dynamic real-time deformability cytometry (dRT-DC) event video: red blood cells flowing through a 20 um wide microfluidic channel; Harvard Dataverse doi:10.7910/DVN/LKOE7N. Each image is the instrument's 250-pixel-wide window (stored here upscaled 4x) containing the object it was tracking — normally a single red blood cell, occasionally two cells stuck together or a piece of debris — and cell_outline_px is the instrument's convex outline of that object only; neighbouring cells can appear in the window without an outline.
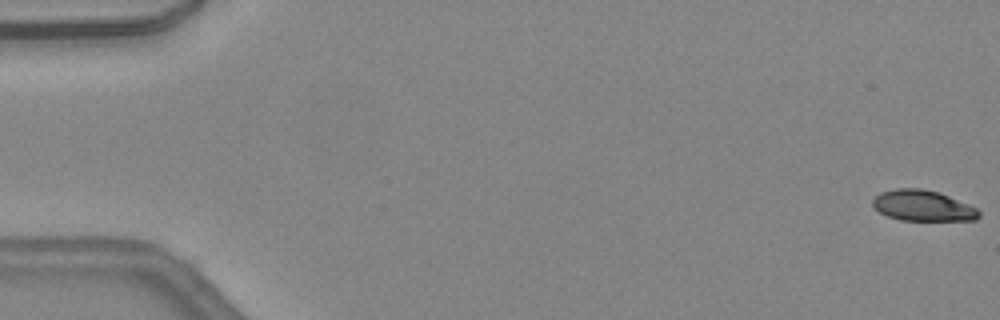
{"species": "common noctule bat (a hibernating species)", "species_latin": "Nyctalus noctula", "temperature_condition": "warm", "stored_images_in_passage": 46, "camera_frame_rate_fps": 3000, "um_per_image_px": 0.085, "animal": {"sex": "female", "body_mass_g": 24.6, "forearm_length_mm": 56.2}, "frame": {"image": 1, "passage_image": 1, "time_ms": 0.0, "image_size_px": [1000, 320], "cell_outline_px": [[980, 216], [976, 220], [900, 220], [888, 216], [880, 212], [872, 204], [872, 200], [880, 192], [896, 188], [920, 188], [936, 192], [948, 196], [976, 208], [980, 212]], "centroid_in_image_um": [78.42, 17.48], "position_along_channel_um": 6.6, "area_um2": 18.79}}
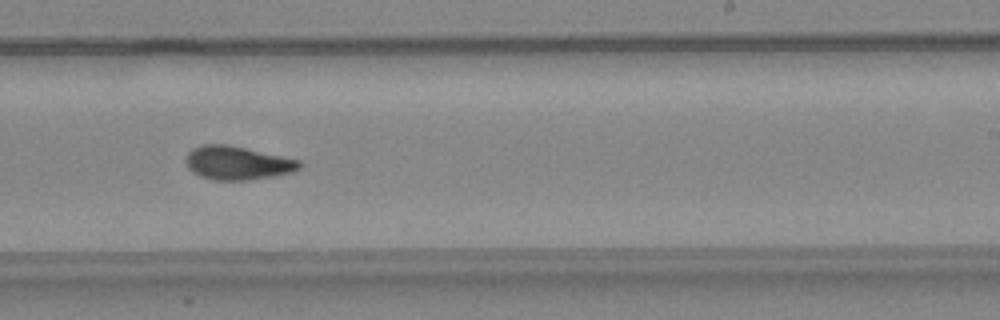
{"frame": {"image": 2, "passage_image": 29, "time_ms": 9.333, "image_size_px": [1000, 320], "cell_outline_px": [[304, 164], [300, 168], [292, 172], [272, 176], [248, 180], [212, 180], [200, 176], [192, 172], [188, 168], [184, 160], [188, 152], [192, 148], [200, 144], [228, 144], [300, 160]], "centroid_in_image_um": [20.15, 13.84], "position_along_channel_um": 268.9, "area_um2": 22.43}}
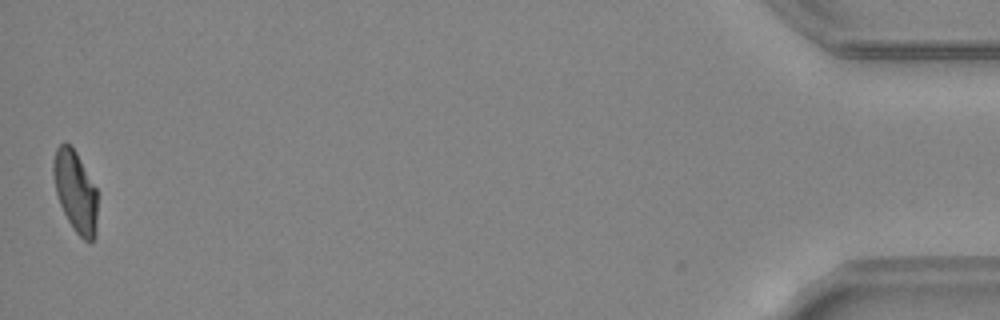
{"frame": {"image": 3, "passage_image": 46, "time_ms": 15.0, "image_size_px": [1000, 320], "cell_outline_px": [[96, 236], [92, 240], [84, 240], [72, 228], [60, 204], [56, 192], [52, 172], [52, 164], [56, 148], [64, 140], [76, 152], [96, 188]], "centroid_in_image_um": [6.38, 16.25], "position_along_channel_um": 428.8, "area_um2": 20.69}, "authors_computed_cell_mechanics": {"area_um2": 21.6172, "velocity_mm_per_s": 4.527, "shape_relaxation_time_tau1_ms": 10.2582, "shape_relaxation_time_tau2_ms": 2.3171, "deformation_change_tau1": 0.2849, "deformation_change_tau2": 0.0867}}